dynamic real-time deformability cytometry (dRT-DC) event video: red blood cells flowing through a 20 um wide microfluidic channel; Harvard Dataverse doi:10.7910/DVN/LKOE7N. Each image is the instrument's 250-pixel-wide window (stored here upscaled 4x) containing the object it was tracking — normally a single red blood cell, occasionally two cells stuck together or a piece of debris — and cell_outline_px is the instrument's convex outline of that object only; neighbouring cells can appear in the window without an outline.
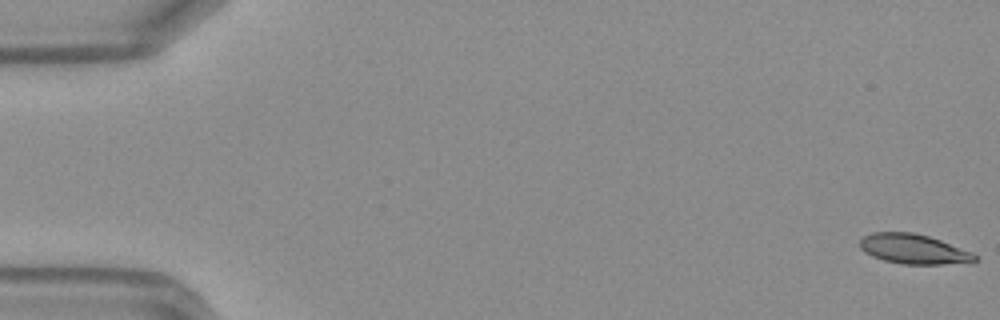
{"species": "Egyptian fruit bat (a non-hibernating species)", "species_latin": "Rousettus aegyptiacus", "temperature_condition": "warm", "stored_images_in_passage": 50, "camera_frame_rate_fps": 3000, "um_per_image_px": 0.085, "frame": {"image": 1, "passage_image": 1, "time_ms": 0.0, "image_size_px": [1000, 320], "cell_outline_px": [[980, 260], [972, 264], [904, 264], [884, 260], [872, 256], [864, 252], [860, 248], [860, 240], [864, 236], [872, 232], [912, 232], [928, 236], [940, 240], [972, 252], [980, 256]], "centroid_in_image_um": [77.74, 21.19], "position_along_channel_um": 7.3, "area_um2": 20.29}}
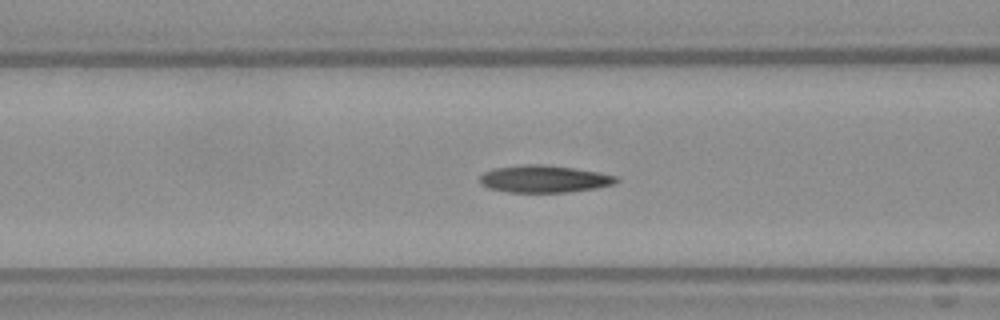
{"frame": {"image": 2, "passage_image": 20, "time_ms": 6.333, "image_size_px": [1000, 320], "cell_outline_px": [[620, 180], [612, 184], [596, 188], [564, 192], [508, 192], [488, 188], [480, 184], [480, 176], [484, 172], [496, 168], [524, 164], [544, 164], [572, 168], [596, 172], [616, 176]], "centroid_in_image_um": [46.21, 15.21], "position_along_channel_um": 120.4, "area_um2": 21.44}}
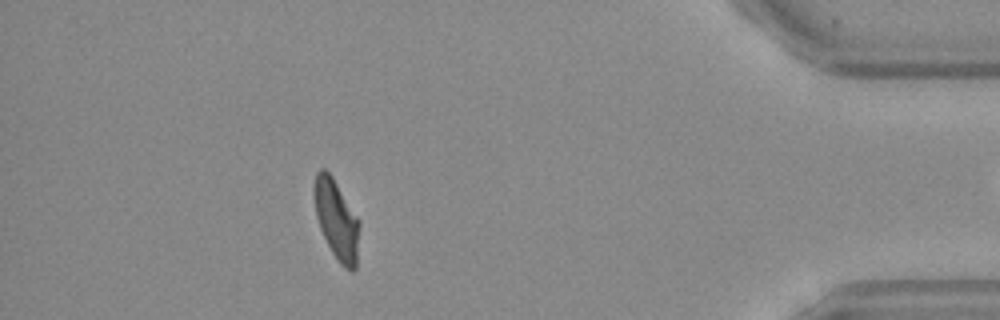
{"frame": {"image": 3, "passage_image": 44, "time_ms": 14.333, "image_size_px": [1000, 320], "cell_outline_px": [[360, 224], [356, 268], [352, 272], [344, 268], [340, 264], [332, 252], [320, 228], [316, 216], [312, 192], [312, 188], [316, 172], [320, 168], [324, 168], [332, 176], [360, 220]], "centroid_in_image_um": [28.59, 18.65], "position_along_channel_um": 406.6, "area_um2": 21.27}, "authors_computed_cell_mechanics": {"area_um2": 21.2126, "velocity_mm_per_s": 4.1914, "shape_relaxation_time_tau1_ms": null, "shape_relaxation_time_tau2_ms": 2.2736, "deformation_change_tau1": null, "deformation_change_tau2": 0.0955}}